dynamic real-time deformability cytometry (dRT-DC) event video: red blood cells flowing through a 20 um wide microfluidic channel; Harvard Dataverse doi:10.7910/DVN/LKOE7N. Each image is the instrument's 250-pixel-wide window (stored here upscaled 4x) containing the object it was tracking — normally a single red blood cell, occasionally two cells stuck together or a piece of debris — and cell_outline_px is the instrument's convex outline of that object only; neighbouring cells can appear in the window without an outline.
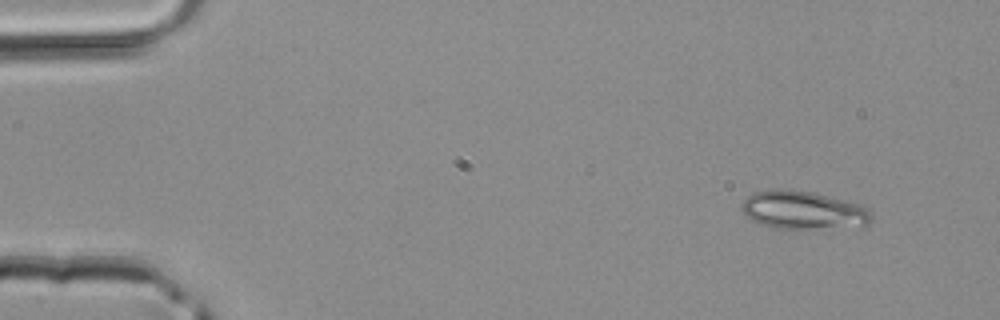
{"species": "common noctule bat (a hibernating species)", "species_latin": "Nyctalus noctula", "temperature_condition": "room temperature", "stored_images_in_passage": 42, "camera_frame_rate_fps": 3000, "um_per_image_px": 0.085, "animal": {"sex": "male", "body_mass_g": 20.4}, "frame": {"image": 1, "passage_image": 1, "time_ms": 0.0, "image_size_px": [1000, 320], "cell_outline_px": [[872, 216], [868, 224], [804, 228], [776, 228], [752, 220], [744, 216], [740, 208], [744, 200], [752, 192], [812, 192], [844, 200], [856, 204], [864, 208]], "centroid_in_image_um": [68.19, 17.88], "position_along_channel_um": 16.8, "area_um2": 27.11}}
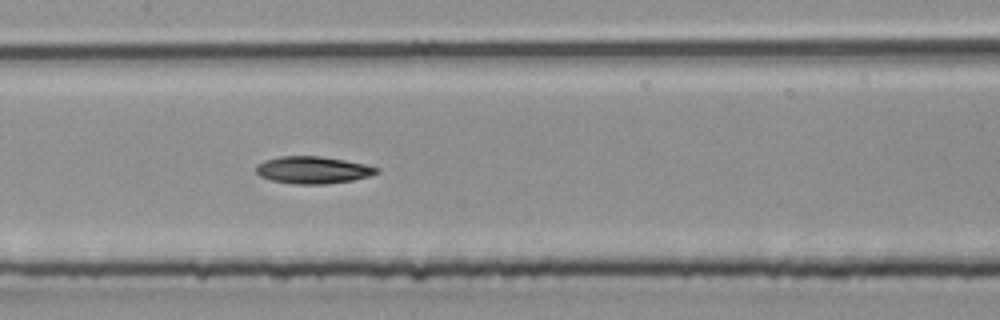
{"frame": {"image": 2, "passage_image": 19, "time_ms": 6.0, "image_size_px": [1000, 320], "cell_outline_px": [[380, 172], [368, 176], [352, 180], [328, 184], [292, 184], [272, 180], [260, 176], [256, 172], [256, 164], [264, 160], [280, 156], [320, 156], [344, 160], [364, 164], [380, 168]], "centroid_in_image_um": [26.58, 14.45], "position_along_channel_um": 180.8, "area_um2": 19.13}}
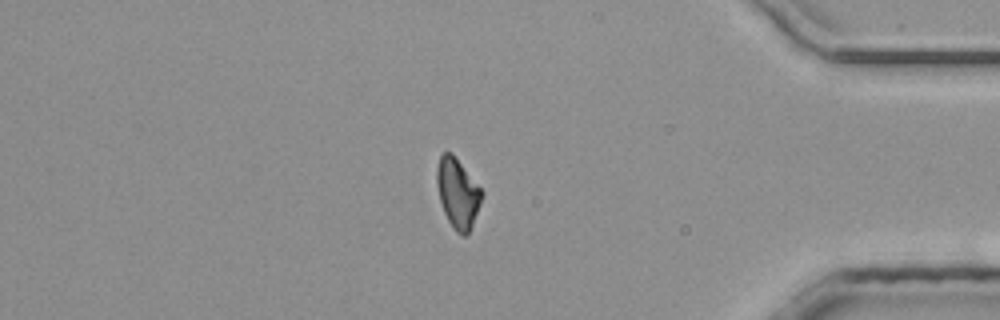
{"frame": {"image": 3, "passage_image": 35, "time_ms": 11.333, "image_size_px": [1000, 320], "cell_outline_px": [[484, 192], [468, 236], [460, 236], [452, 228], [444, 212], [440, 200], [436, 184], [436, 168], [440, 156], [444, 152], [452, 152]], "centroid_in_image_um": [38.89, 16.43], "position_along_channel_um": 396.3, "area_um2": 18.32}}